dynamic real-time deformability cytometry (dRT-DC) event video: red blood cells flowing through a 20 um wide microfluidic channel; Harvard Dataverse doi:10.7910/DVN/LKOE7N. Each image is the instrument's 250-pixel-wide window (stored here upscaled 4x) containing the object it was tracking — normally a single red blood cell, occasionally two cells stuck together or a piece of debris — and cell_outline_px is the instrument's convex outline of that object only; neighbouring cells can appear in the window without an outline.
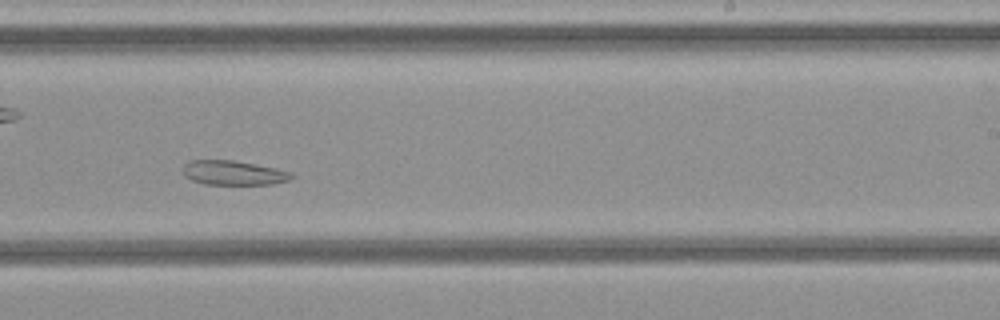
{"species": "common noctule bat (a hibernating species)", "species_latin": "Nyctalus noctula", "temperature_condition": "cold", "stored_images_in_passage": 36, "camera_frame_rate_fps": 3000, "um_per_image_px": 0.085, "animal": {"sex": "female", "body_mass_g": 21.9}, "frame": {"image": 1, "passage_image": 21, "time_ms": 6.667, "image_size_px": [1000, 320], "cell_outline_px": [[292, 176], [288, 180], [272, 184], [204, 184], [192, 180], [184, 176], [184, 164], [188, 160], [232, 160], [276, 168], [292, 172]], "centroid_in_image_um": [19.81, 14.68], "position_along_channel_um": 269.2, "area_um2": 15.32}}
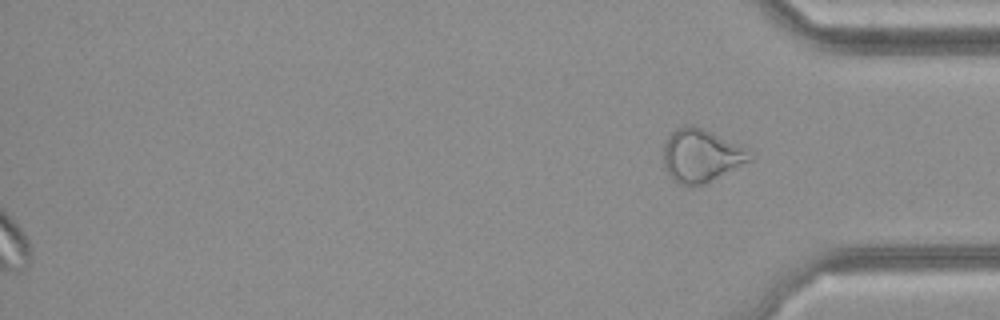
{"frame": {"image": 2, "passage_image": 36, "time_ms": 11.667, "image_size_px": [1000, 320], "cell_outline_px": [[752, 160], [704, 184], [680, 184], [672, 180], [664, 168], [664, 140], [676, 128], [688, 124], [692, 124], [712, 132], [740, 144], [748, 148], [752, 156]], "centroid_in_image_um": [59.59, 13.2], "position_along_channel_um": 375.6, "area_um2": 26.76}}